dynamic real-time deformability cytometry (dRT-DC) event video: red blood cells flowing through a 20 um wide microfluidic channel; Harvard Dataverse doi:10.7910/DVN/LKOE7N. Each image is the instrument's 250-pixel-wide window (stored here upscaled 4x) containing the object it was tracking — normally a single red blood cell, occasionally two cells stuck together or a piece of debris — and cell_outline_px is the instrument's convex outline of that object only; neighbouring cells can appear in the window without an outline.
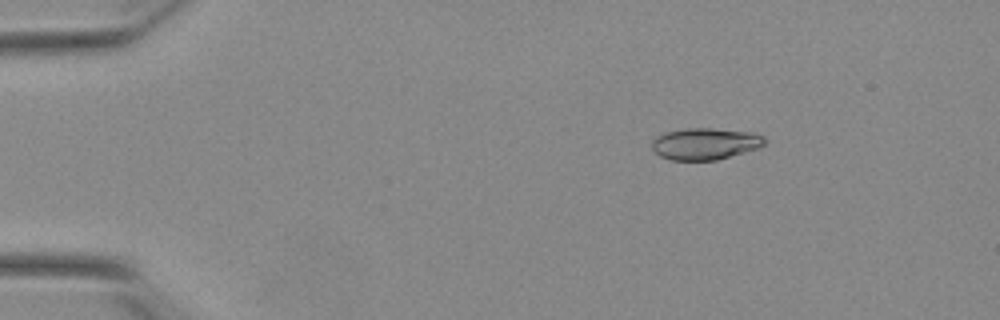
{"species": "Egyptian fruit bat (a non-hibernating species)", "species_latin": "Rousettus aegyptiacus", "temperature_condition": "warm", "stored_images_in_passage": 54, "camera_frame_rate_fps": 3000, "um_per_image_px": 0.085, "animal": {"sex": "female"}, "frame": {"image": 1, "passage_image": 9, "time_ms": 2.667, "image_size_px": [1000, 320], "cell_outline_px": [[764, 144], [756, 148], [744, 152], [716, 160], [672, 160], [660, 156], [652, 148], [652, 140], [656, 136], [664, 132], [688, 128], [712, 128], [756, 132], [764, 136]], "centroid_in_image_um": [59.92, 12.2], "position_along_channel_um": 25.1, "area_um2": 20.81}}
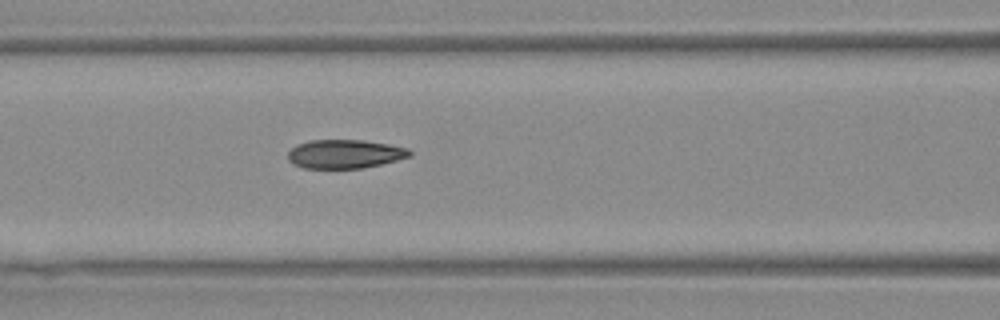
{"frame": {"image": 2, "passage_image": 24, "time_ms": 7.667, "image_size_px": [1000, 320], "cell_outline_px": [[412, 156], [380, 164], [360, 168], [304, 168], [292, 164], [288, 160], [288, 152], [296, 144], [308, 140], [364, 140], [388, 144], [408, 148], [412, 152]], "centroid_in_image_um": [29.29, 13.08], "position_along_channel_um": 137.3, "area_um2": 20.46}}
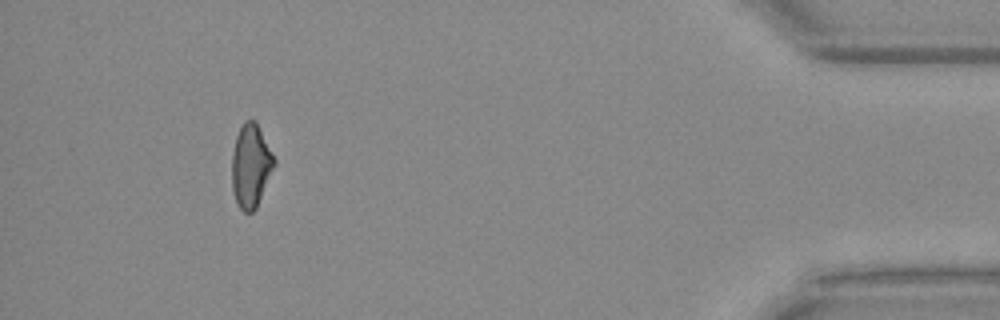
{"frame": {"image": 3, "passage_image": 50, "time_ms": 16.333, "image_size_px": [1000, 320], "cell_outline_px": [[276, 164], [256, 208], [252, 212], [244, 212], [240, 208], [236, 200], [232, 188], [232, 152], [236, 136], [244, 120], [256, 120], [276, 160]], "centroid_in_image_um": [21.33, 14.07], "position_along_channel_um": 413.9, "area_um2": 20.58}, "authors_computed_cell_mechanics": {"area_um2": 20.9236, "velocity_mm_per_s": 3.8837, "shape_relaxation_time_tau1_ms": null, "shape_relaxation_time_tau2_ms": 1.9937, "deformation_change_tau1": null, "deformation_change_tau2": 0.0818}}